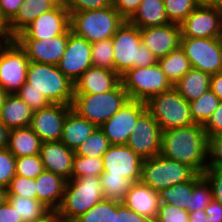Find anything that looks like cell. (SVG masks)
<instances>
[{
    "mask_svg": "<svg viewBox=\"0 0 222 222\" xmlns=\"http://www.w3.org/2000/svg\"><path fill=\"white\" fill-rule=\"evenodd\" d=\"M222 168V134L208 138V166Z\"/></svg>",
    "mask_w": 222,
    "mask_h": 222,
    "instance_id": "obj_49",
    "label": "cell"
},
{
    "mask_svg": "<svg viewBox=\"0 0 222 222\" xmlns=\"http://www.w3.org/2000/svg\"><path fill=\"white\" fill-rule=\"evenodd\" d=\"M211 76L209 73L192 68L173 87L184 100L191 102L210 89Z\"/></svg>",
    "mask_w": 222,
    "mask_h": 222,
    "instance_id": "obj_29",
    "label": "cell"
},
{
    "mask_svg": "<svg viewBox=\"0 0 222 222\" xmlns=\"http://www.w3.org/2000/svg\"><path fill=\"white\" fill-rule=\"evenodd\" d=\"M114 46L112 39L91 43L92 66L114 71Z\"/></svg>",
    "mask_w": 222,
    "mask_h": 222,
    "instance_id": "obj_39",
    "label": "cell"
},
{
    "mask_svg": "<svg viewBox=\"0 0 222 222\" xmlns=\"http://www.w3.org/2000/svg\"><path fill=\"white\" fill-rule=\"evenodd\" d=\"M122 203L137 214L154 222L157 217L160 200L158 192L142 181H138L131 185Z\"/></svg>",
    "mask_w": 222,
    "mask_h": 222,
    "instance_id": "obj_22",
    "label": "cell"
},
{
    "mask_svg": "<svg viewBox=\"0 0 222 222\" xmlns=\"http://www.w3.org/2000/svg\"><path fill=\"white\" fill-rule=\"evenodd\" d=\"M104 172L102 157L78 156L73 158L71 179L83 176L100 177Z\"/></svg>",
    "mask_w": 222,
    "mask_h": 222,
    "instance_id": "obj_37",
    "label": "cell"
},
{
    "mask_svg": "<svg viewBox=\"0 0 222 222\" xmlns=\"http://www.w3.org/2000/svg\"><path fill=\"white\" fill-rule=\"evenodd\" d=\"M7 201V190L6 188L0 186V206H2Z\"/></svg>",
    "mask_w": 222,
    "mask_h": 222,
    "instance_id": "obj_62",
    "label": "cell"
},
{
    "mask_svg": "<svg viewBox=\"0 0 222 222\" xmlns=\"http://www.w3.org/2000/svg\"><path fill=\"white\" fill-rule=\"evenodd\" d=\"M139 32L142 44L152 52L157 60L167 56L181 44V27L177 23L146 27L139 29Z\"/></svg>",
    "mask_w": 222,
    "mask_h": 222,
    "instance_id": "obj_20",
    "label": "cell"
},
{
    "mask_svg": "<svg viewBox=\"0 0 222 222\" xmlns=\"http://www.w3.org/2000/svg\"><path fill=\"white\" fill-rule=\"evenodd\" d=\"M204 4L222 10V0H207Z\"/></svg>",
    "mask_w": 222,
    "mask_h": 222,
    "instance_id": "obj_61",
    "label": "cell"
},
{
    "mask_svg": "<svg viewBox=\"0 0 222 222\" xmlns=\"http://www.w3.org/2000/svg\"><path fill=\"white\" fill-rule=\"evenodd\" d=\"M8 93L0 86V110L4 104V101L7 97Z\"/></svg>",
    "mask_w": 222,
    "mask_h": 222,
    "instance_id": "obj_63",
    "label": "cell"
},
{
    "mask_svg": "<svg viewBox=\"0 0 222 222\" xmlns=\"http://www.w3.org/2000/svg\"><path fill=\"white\" fill-rule=\"evenodd\" d=\"M7 202L16 209L18 217L23 222H32L33 220L42 217L50 210L37 198L7 195Z\"/></svg>",
    "mask_w": 222,
    "mask_h": 222,
    "instance_id": "obj_33",
    "label": "cell"
},
{
    "mask_svg": "<svg viewBox=\"0 0 222 222\" xmlns=\"http://www.w3.org/2000/svg\"><path fill=\"white\" fill-rule=\"evenodd\" d=\"M210 89L222 101V71L211 76Z\"/></svg>",
    "mask_w": 222,
    "mask_h": 222,
    "instance_id": "obj_56",
    "label": "cell"
},
{
    "mask_svg": "<svg viewBox=\"0 0 222 222\" xmlns=\"http://www.w3.org/2000/svg\"><path fill=\"white\" fill-rule=\"evenodd\" d=\"M32 222H64L63 219L59 216L57 210H49L42 217L33 220Z\"/></svg>",
    "mask_w": 222,
    "mask_h": 222,
    "instance_id": "obj_57",
    "label": "cell"
},
{
    "mask_svg": "<svg viewBox=\"0 0 222 222\" xmlns=\"http://www.w3.org/2000/svg\"><path fill=\"white\" fill-rule=\"evenodd\" d=\"M141 1L142 0H113V6L125 20H129L138 10Z\"/></svg>",
    "mask_w": 222,
    "mask_h": 222,
    "instance_id": "obj_52",
    "label": "cell"
},
{
    "mask_svg": "<svg viewBox=\"0 0 222 222\" xmlns=\"http://www.w3.org/2000/svg\"><path fill=\"white\" fill-rule=\"evenodd\" d=\"M154 222H189V212L173 204L160 202Z\"/></svg>",
    "mask_w": 222,
    "mask_h": 222,
    "instance_id": "obj_45",
    "label": "cell"
},
{
    "mask_svg": "<svg viewBox=\"0 0 222 222\" xmlns=\"http://www.w3.org/2000/svg\"><path fill=\"white\" fill-rule=\"evenodd\" d=\"M55 6L51 0H24L16 15L8 22L11 37L14 39L38 16Z\"/></svg>",
    "mask_w": 222,
    "mask_h": 222,
    "instance_id": "obj_26",
    "label": "cell"
},
{
    "mask_svg": "<svg viewBox=\"0 0 222 222\" xmlns=\"http://www.w3.org/2000/svg\"><path fill=\"white\" fill-rule=\"evenodd\" d=\"M66 179L44 170L36 179L37 199L50 210H57L62 202Z\"/></svg>",
    "mask_w": 222,
    "mask_h": 222,
    "instance_id": "obj_24",
    "label": "cell"
},
{
    "mask_svg": "<svg viewBox=\"0 0 222 222\" xmlns=\"http://www.w3.org/2000/svg\"><path fill=\"white\" fill-rule=\"evenodd\" d=\"M220 99L209 89L200 98L189 102L194 123L203 124L217 109Z\"/></svg>",
    "mask_w": 222,
    "mask_h": 222,
    "instance_id": "obj_35",
    "label": "cell"
},
{
    "mask_svg": "<svg viewBox=\"0 0 222 222\" xmlns=\"http://www.w3.org/2000/svg\"><path fill=\"white\" fill-rule=\"evenodd\" d=\"M128 21L139 29L171 23L166 15L163 0H142L138 10Z\"/></svg>",
    "mask_w": 222,
    "mask_h": 222,
    "instance_id": "obj_28",
    "label": "cell"
},
{
    "mask_svg": "<svg viewBox=\"0 0 222 222\" xmlns=\"http://www.w3.org/2000/svg\"><path fill=\"white\" fill-rule=\"evenodd\" d=\"M146 110L158 122L162 131L194 124L189 102L174 87L151 97L146 102Z\"/></svg>",
    "mask_w": 222,
    "mask_h": 222,
    "instance_id": "obj_7",
    "label": "cell"
},
{
    "mask_svg": "<svg viewBox=\"0 0 222 222\" xmlns=\"http://www.w3.org/2000/svg\"><path fill=\"white\" fill-rule=\"evenodd\" d=\"M102 159L104 172L109 175L124 176L133 183L141 181L143 158L127 145H111Z\"/></svg>",
    "mask_w": 222,
    "mask_h": 222,
    "instance_id": "obj_17",
    "label": "cell"
},
{
    "mask_svg": "<svg viewBox=\"0 0 222 222\" xmlns=\"http://www.w3.org/2000/svg\"><path fill=\"white\" fill-rule=\"evenodd\" d=\"M196 174L190 166L161 154L142 161L141 181L156 192L190 181Z\"/></svg>",
    "mask_w": 222,
    "mask_h": 222,
    "instance_id": "obj_8",
    "label": "cell"
},
{
    "mask_svg": "<svg viewBox=\"0 0 222 222\" xmlns=\"http://www.w3.org/2000/svg\"><path fill=\"white\" fill-rule=\"evenodd\" d=\"M129 99L147 102L151 97L173 87L158 63L147 67H134L120 77Z\"/></svg>",
    "mask_w": 222,
    "mask_h": 222,
    "instance_id": "obj_9",
    "label": "cell"
},
{
    "mask_svg": "<svg viewBox=\"0 0 222 222\" xmlns=\"http://www.w3.org/2000/svg\"><path fill=\"white\" fill-rule=\"evenodd\" d=\"M70 28V13L67 8L55 6L32 21L14 39L47 40L64 34Z\"/></svg>",
    "mask_w": 222,
    "mask_h": 222,
    "instance_id": "obj_15",
    "label": "cell"
},
{
    "mask_svg": "<svg viewBox=\"0 0 222 222\" xmlns=\"http://www.w3.org/2000/svg\"><path fill=\"white\" fill-rule=\"evenodd\" d=\"M16 157L7 149H0V186L7 188L15 174Z\"/></svg>",
    "mask_w": 222,
    "mask_h": 222,
    "instance_id": "obj_46",
    "label": "cell"
},
{
    "mask_svg": "<svg viewBox=\"0 0 222 222\" xmlns=\"http://www.w3.org/2000/svg\"><path fill=\"white\" fill-rule=\"evenodd\" d=\"M121 82L113 70L91 66L75 82V94H100L113 90Z\"/></svg>",
    "mask_w": 222,
    "mask_h": 222,
    "instance_id": "obj_23",
    "label": "cell"
},
{
    "mask_svg": "<svg viewBox=\"0 0 222 222\" xmlns=\"http://www.w3.org/2000/svg\"><path fill=\"white\" fill-rule=\"evenodd\" d=\"M7 195H20L27 198H37L35 179L15 175L6 188Z\"/></svg>",
    "mask_w": 222,
    "mask_h": 222,
    "instance_id": "obj_43",
    "label": "cell"
},
{
    "mask_svg": "<svg viewBox=\"0 0 222 222\" xmlns=\"http://www.w3.org/2000/svg\"><path fill=\"white\" fill-rule=\"evenodd\" d=\"M10 129L0 122V149H5L8 146Z\"/></svg>",
    "mask_w": 222,
    "mask_h": 222,
    "instance_id": "obj_59",
    "label": "cell"
},
{
    "mask_svg": "<svg viewBox=\"0 0 222 222\" xmlns=\"http://www.w3.org/2000/svg\"><path fill=\"white\" fill-rule=\"evenodd\" d=\"M16 95L22 99L33 112L39 111L51 104L41 92L29 88L27 82L17 91Z\"/></svg>",
    "mask_w": 222,
    "mask_h": 222,
    "instance_id": "obj_44",
    "label": "cell"
},
{
    "mask_svg": "<svg viewBox=\"0 0 222 222\" xmlns=\"http://www.w3.org/2000/svg\"><path fill=\"white\" fill-rule=\"evenodd\" d=\"M113 5V0H67L66 8L69 12H79L101 9Z\"/></svg>",
    "mask_w": 222,
    "mask_h": 222,
    "instance_id": "obj_48",
    "label": "cell"
},
{
    "mask_svg": "<svg viewBox=\"0 0 222 222\" xmlns=\"http://www.w3.org/2000/svg\"><path fill=\"white\" fill-rule=\"evenodd\" d=\"M160 154L203 174L208 166V138L202 124L162 131Z\"/></svg>",
    "mask_w": 222,
    "mask_h": 222,
    "instance_id": "obj_1",
    "label": "cell"
},
{
    "mask_svg": "<svg viewBox=\"0 0 222 222\" xmlns=\"http://www.w3.org/2000/svg\"><path fill=\"white\" fill-rule=\"evenodd\" d=\"M74 222H114V200L99 201Z\"/></svg>",
    "mask_w": 222,
    "mask_h": 222,
    "instance_id": "obj_40",
    "label": "cell"
},
{
    "mask_svg": "<svg viewBox=\"0 0 222 222\" xmlns=\"http://www.w3.org/2000/svg\"><path fill=\"white\" fill-rule=\"evenodd\" d=\"M92 66L91 43L71 32L63 57L57 64L58 69L71 82L79 77Z\"/></svg>",
    "mask_w": 222,
    "mask_h": 222,
    "instance_id": "obj_16",
    "label": "cell"
},
{
    "mask_svg": "<svg viewBox=\"0 0 222 222\" xmlns=\"http://www.w3.org/2000/svg\"><path fill=\"white\" fill-rule=\"evenodd\" d=\"M0 222H23L16 213V209L7 201L0 206Z\"/></svg>",
    "mask_w": 222,
    "mask_h": 222,
    "instance_id": "obj_55",
    "label": "cell"
},
{
    "mask_svg": "<svg viewBox=\"0 0 222 222\" xmlns=\"http://www.w3.org/2000/svg\"><path fill=\"white\" fill-rule=\"evenodd\" d=\"M110 146L109 139L104 135L103 131L97 127L92 135L77 147L74 153L78 156L103 157Z\"/></svg>",
    "mask_w": 222,
    "mask_h": 222,
    "instance_id": "obj_36",
    "label": "cell"
},
{
    "mask_svg": "<svg viewBox=\"0 0 222 222\" xmlns=\"http://www.w3.org/2000/svg\"><path fill=\"white\" fill-rule=\"evenodd\" d=\"M202 177V174H196L190 181L160 190L158 192L160 202L173 204L176 207L187 210L191 201L193 187Z\"/></svg>",
    "mask_w": 222,
    "mask_h": 222,
    "instance_id": "obj_31",
    "label": "cell"
},
{
    "mask_svg": "<svg viewBox=\"0 0 222 222\" xmlns=\"http://www.w3.org/2000/svg\"><path fill=\"white\" fill-rule=\"evenodd\" d=\"M146 110V103L129 99L110 119L99 128L111 145H126L139 116Z\"/></svg>",
    "mask_w": 222,
    "mask_h": 222,
    "instance_id": "obj_14",
    "label": "cell"
},
{
    "mask_svg": "<svg viewBox=\"0 0 222 222\" xmlns=\"http://www.w3.org/2000/svg\"><path fill=\"white\" fill-rule=\"evenodd\" d=\"M42 141L30 126L10 129L7 149L15 156L39 154Z\"/></svg>",
    "mask_w": 222,
    "mask_h": 222,
    "instance_id": "obj_30",
    "label": "cell"
},
{
    "mask_svg": "<svg viewBox=\"0 0 222 222\" xmlns=\"http://www.w3.org/2000/svg\"><path fill=\"white\" fill-rule=\"evenodd\" d=\"M180 47L184 50L192 68L210 75L222 71V37H181Z\"/></svg>",
    "mask_w": 222,
    "mask_h": 222,
    "instance_id": "obj_11",
    "label": "cell"
},
{
    "mask_svg": "<svg viewBox=\"0 0 222 222\" xmlns=\"http://www.w3.org/2000/svg\"><path fill=\"white\" fill-rule=\"evenodd\" d=\"M69 28L64 34L47 40L15 39L26 51L30 62L57 65L63 57L71 33Z\"/></svg>",
    "mask_w": 222,
    "mask_h": 222,
    "instance_id": "obj_19",
    "label": "cell"
},
{
    "mask_svg": "<svg viewBox=\"0 0 222 222\" xmlns=\"http://www.w3.org/2000/svg\"><path fill=\"white\" fill-rule=\"evenodd\" d=\"M26 82L51 104L72 105L74 83L60 72L57 65L29 62Z\"/></svg>",
    "mask_w": 222,
    "mask_h": 222,
    "instance_id": "obj_5",
    "label": "cell"
},
{
    "mask_svg": "<svg viewBox=\"0 0 222 222\" xmlns=\"http://www.w3.org/2000/svg\"><path fill=\"white\" fill-rule=\"evenodd\" d=\"M182 37H222V10L200 3L180 24Z\"/></svg>",
    "mask_w": 222,
    "mask_h": 222,
    "instance_id": "obj_13",
    "label": "cell"
},
{
    "mask_svg": "<svg viewBox=\"0 0 222 222\" xmlns=\"http://www.w3.org/2000/svg\"><path fill=\"white\" fill-rule=\"evenodd\" d=\"M207 220L209 222H222V204L216 200H212L205 208Z\"/></svg>",
    "mask_w": 222,
    "mask_h": 222,
    "instance_id": "obj_54",
    "label": "cell"
},
{
    "mask_svg": "<svg viewBox=\"0 0 222 222\" xmlns=\"http://www.w3.org/2000/svg\"><path fill=\"white\" fill-rule=\"evenodd\" d=\"M157 63L173 86L192 69L190 61L181 47L171 51L167 56L159 58Z\"/></svg>",
    "mask_w": 222,
    "mask_h": 222,
    "instance_id": "obj_32",
    "label": "cell"
},
{
    "mask_svg": "<svg viewBox=\"0 0 222 222\" xmlns=\"http://www.w3.org/2000/svg\"><path fill=\"white\" fill-rule=\"evenodd\" d=\"M114 46V71L121 77L134 67L153 66L157 59L142 44L139 28L125 20L111 38Z\"/></svg>",
    "mask_w": 222,
    "mask_h": 222,
    "instance_id": "obj_2",
    "label": "cell"
},
{
    "mask_svg": "<svg viewBox=\"0 0 222 222\" xmlns=\"http://www.w3.org/2000/svg\"><path fill=\"white\" fill-rule=\"evenodd\" d=\"M69 13L71 31L89 43L112 38L125 21L113 5L101 9Z\"/></svg>",
    "mask_w": 222,
    "mask_h": 222,
    "instance_id": "obj_4",
    "label": "cell"
},
{
    "mask_svg": "<svg viewBox=\"0 0 222 222\" xmlns=\"http://www.w3.org/2000/svg\"><path fill=\"white\" fill-rule=\"evenodd\" d=\"M200 3H205L207 0H198Z\"/></svg>",
    "mask_w": 222,
    "mask_h": 222,
    "instance_id": "obj_65",
    "label": "cell"
},
{
    "mask_svg": "<svg viewBox=\"0 0 222 222\" xmlns=\"http://www.w3.org/2000/svg\"><path fill=\"white\" fill-rule=\"evenodd\" d=\"M39 155L44 170L58 174L66 180H71L74 150L65 146L61 141H50L41 144Z\"/></svg>",
    "mask_w": 222,
    "mask_h": 222,
    "instance_id": "obj_21",
    "label": "cell"
},
{
    "mask_svg": "<svg viewBox=\"0 0 222 222\" xmlns=\"http://www.w3.org/2000/svg\"><path fill=\"white\" fill-rule=\"evenodd\" d=\"M103 199L100 177L83 176L67 180L57 211L64 222H74Z\"/></svg>",
    "mask_w": 222,
    "mask_h": 222,
    "instance_id": "obj_3",
    "label": "cell"
},
{
    "mask_svg": "<svg viewBox=\"0 0 222 222\" xmlns=\"http://www.w3.org/2000/svg\"><path fill=\"white\" fill-rule=\"evenodd\" d=\"M56 6L65 7L67 0H51Z\"/></svg>",
    "mask_w": 222,
    "mask_h": 222,
    "instance_id": "obj_64",
    "label": "cell"
},
{
    "mask_svg": "<svg viewBox=\"0 0 222 222\" xmlns=\"http://www.w3.org/2000/svg\"><path fill=\"white\" fill-rule=\"evenodd\" d=\"M207 138L222 134V101L214 113L202 124Z\"/></svg>",
    "mask_w": 222,
    "mask_h": 222,
    "instance_id": "obj_51",
    "label": "cell"
},
{
    "mask_svg": "<svg viewBox=\"0 0 222 222\" xmlns=\"http://www.w3.org/2000/svg\"><path fill=\"white\" fill-rule=\"evenodd\" d=\"M33 111L16 94H8L0 110V122L7 128L30 126Z\"/></svg>",
    "mask_w": 222,
    "mask_h": 222,
    "instance_id": "obj_27",
    "label": "cell"
},
{
    "mask_svg": "<svg viewBox=\"0 0 222 222\" xmlns=\"http://www.w3.org/2000/svg\"><path fill=\"white\" fill-rule=\"evenodd\" d=\"M165 12L171 23L181 24L200 4L198 0H163Z\"/></svg>",
    "mask_w": 222,
    "mask_h": 222,
    "instance_id": "obj_38",
    "label": "cell"
},
{
    "mask_svg": "<svg viewBox=\"0 0 222 222\" xmlns=\"http://www.w3.org/2000/svg\"><path fill=\"white\" fill-rule=\"evenodd\" d=\"M97 126L87 119L79 116L72 109L68 112L60 141L72 150H76L88 137L92 135Z\"/></svg>",
    "mask_w": 222,
    "mask_h": 222,
    "instance_id": "obj_25",
    "label": "cell"
},
{
    "mask_svg": "<svg viewBox=\"0 0 222 222\" xmlns=\"http://www.w3.org/2000/svg\"><path fill=\"white\" fill-rule=\"evenodd\" d=\"M15 167L16 175L32 179H36L44 171L39 154L16 157Z\"/></svg>",
    "mask_w": 222,
    "mask_h": 222,
    "instance_id": "obj_42",
    "label": "cell"
},
{
    "mask_svg": "<svg viewBox=\"0 0 222 222\" xmlns=\"http://www.w3.org/2000/svg\"><path fill=\"white\" fill-rule=\"evenodd\" d=\"M202 175L211 186L213 199L222 204V168L207 167Z\"/></svg>",
    "mask_w": 222,
    "mask_h": 222,
    "instance_id": "obj_47",
    "label": "cell"
},
{
    "mask_svg": "<svg viewBox=\"0 0 222 222\" xmlns=\"http://www.w3.org/2000/svg\"><path fill=\"white\" fill-rule=\"evenodd\" d=\"M161 141L162 130L158 122L145 110L139 116L126 145L146 159L160 154Z\"/></svg>",
    "mask_w": 222,
    "mask_h": 222,
    "instance_id": "obj_12",
    "label": "cell"
},
{
    "mask_svg": "<svg viewBox=\"0 0 222 222\" xmlns=\"http://www.w3.org/2000/svg\"><path fill=\"white\" fill-rule=\"evenodd\" d=\"M104 199L122 202L133 182L124 176L109 175L103 172L100 175Z\"/></svg>",
    "mask_w": 222,
    "mask_h": 222,
    "instance_id": "obj_34",
    "label": "cell"
},
{
    "mask_svg": "<svg viewBox=\"0 0 222 222\" xmlns=\"http://www.w3.org/2000/svg\"><path fill=\"white\" fill-rule=\"evenodd\" d=\"M212 200L211 186L207 180L202 177L193 187V193L187 211L205 210Z\"/></svg>",
    "mask_w": 222,
    "mask_h": 222,
    "instance_id": "obj_41",
    "label": "cell"
},
{
    "mask_svg": "<svg viewBox=\"0 0 222 222\" xmlns=\"http://www.w3.org/2000/svg\"><path fill=\"white\" fill-rule=\"evenodd\" d=\"M71 105L50 104L33 112L30 127L43 142L60 141L63 125Z\"/></svg>",
    "mask_w": 222,
    "mask_h": 222,
    "instance_id": "obj_18",
    "label": "cell"
},
{
    "mask_svg": "<svg viewBox=\"0 0 222 222\" xmlns=\"http://www.w3.org/2000/svg\"><path fill=\"white\" fill-rule=\"evenodd\" d=\"M129 96L120 82L113 90L100 94H74L72 110L100 127L127 102Z\"/></svg>",
    "mask_w": 222,
    "mask_h": 222,
    "instance_id": "obj_6",
    "label": "cell"
},
{
    "mask_svg": "<svg viewBox=\"0 0 222 222\" xmlns=\"http://www.w3.org/2000/svg\"><path fill=\"white\" fill-rule=\"evenodd\" d=\"M114 222H151L126 207L122 202L114 200Z\"/></svg>",
    "mask_w": 222,
    "mask_h": 222,
    "instance_id": "obj_50",
    "label": "cell"
},
{
    "mask_svg": "<svg viewBox=\"0 0 222 222\" xmlns=\"http://www.w3.org/2000/svg\"><path fill=\"white\" fill-rule=\"evenodd\" d=\"M24 0H0V14L8 23L18 12Z\"/></svg>",
    "mask_w": 222,
    "mask_h": 222,
    "instance_id": "obj_53",
    "label": "cell"
},
{
    "mask_svg": "<svg viewBox=\"0 0 222 222\" xmlns=\"http://www.w3.org/2000/svg\"><path fill=\"white\" fill-rule=\"evenodd\" d=\"M13 38L10 35L8 23L0 14V42L10 41Z\"/></svg>",
    "mask_w": 222,
    "mask_h": 222,
    "instance_id": "obj_58",
    "label": "cell"
},
{
    "mask_svg": "<svg viewBox=\"0 0 222 222\" xmlns=\"http://www.w3.org/2000/svg\"><path fill=\"white\" fill-rule=\"evenodd\" d=\"M29 62L15 39L0 42V86L8 94H16L26 83Z\"/></svg>",
    "mask_w": 222,
    "mask_h": 222,
    "instance_id": "obj_10",
    "label": "cell"
},
{
    "mask_svg": "<svg viewBox=\"0 0 222 222\" xmlns=\"http://www.w3.org/2000/svg\"><path fill=\"white\" fill-rule=\"evenodd\" d=\"M189 222H209L205 210L189 212Z\"/></svg>",
    "mask_w": 222,
    "mask_h": 222,
    "instance_id": "obj_60",
    "label": "cell"
}]
</instances>
